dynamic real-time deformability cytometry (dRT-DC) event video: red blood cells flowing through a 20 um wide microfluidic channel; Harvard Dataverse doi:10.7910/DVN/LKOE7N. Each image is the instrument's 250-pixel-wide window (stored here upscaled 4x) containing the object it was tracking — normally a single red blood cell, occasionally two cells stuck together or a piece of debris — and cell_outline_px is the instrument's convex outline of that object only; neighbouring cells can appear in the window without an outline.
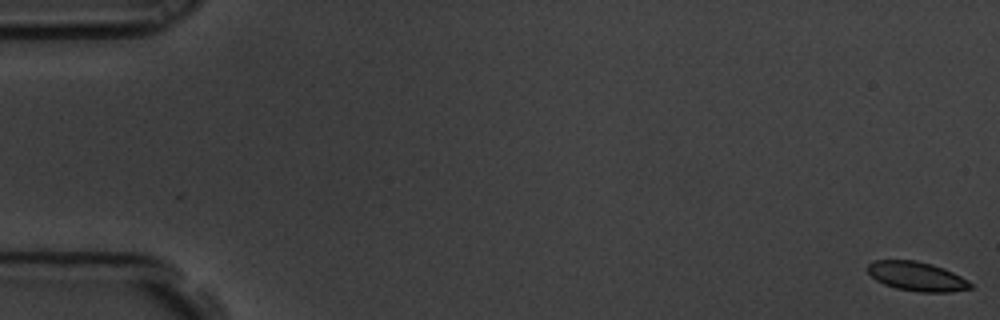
{"species": "common noctule bat (a hibernating species)", "species_latin": "Nyctalus noctula", "temperature_condition": "room temperature", "stored_images_in_passage": 6, "camera_frame_rate_fps": 3000, "um_per_image_px": 0.085, "animal": {"sex": "male", "body_mass_g": 19.5, "forearm_length_mm": 54.6}, "frame": {"image": 1, "passage_image": 1, "time_ms": 0.0, "image_size_px": [1000, 320], "cell_outline_px": [[972, 288], [952, 292], [916, 292], [896, 288], [884, 284], [876, 280], [868, 272], [868, 264], [872, 260], [916, 260], [932, 264], [944, 268], [968, 280], [972, 284]], "centroid_in_image_um": [77.93, 23.49], "position_along_channel_um": 7.1, "area_um2": 17.57}}
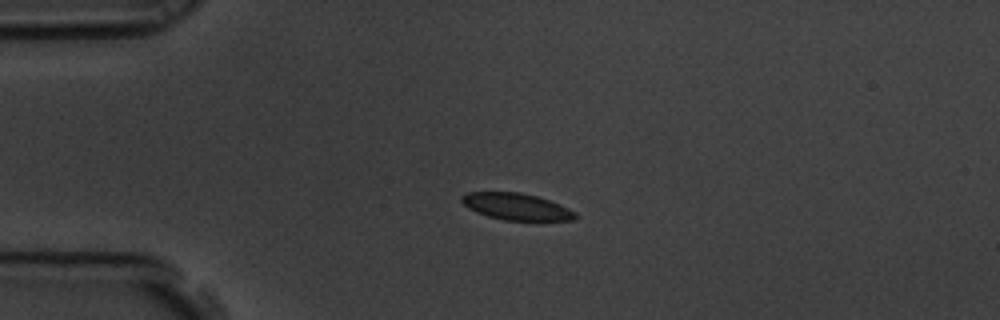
{"frame": {"image": 2, "passage_image": 5, "time_ms": 1.333, "image_size_px": [1000, 320], "cell_outline_px": [[580, 216], [576, 220], [504, 220], [488, 216], [476, 212], [468, 208], [460, 200], [460, 196], [468, 192], [520, 192], [536, 196], [548, 200], [568, 208], [576, 212]], "centroid_in_image_um": [43.89, 17.56], "position_along_channel_um": 41.1, "area_um2": 17.69}}